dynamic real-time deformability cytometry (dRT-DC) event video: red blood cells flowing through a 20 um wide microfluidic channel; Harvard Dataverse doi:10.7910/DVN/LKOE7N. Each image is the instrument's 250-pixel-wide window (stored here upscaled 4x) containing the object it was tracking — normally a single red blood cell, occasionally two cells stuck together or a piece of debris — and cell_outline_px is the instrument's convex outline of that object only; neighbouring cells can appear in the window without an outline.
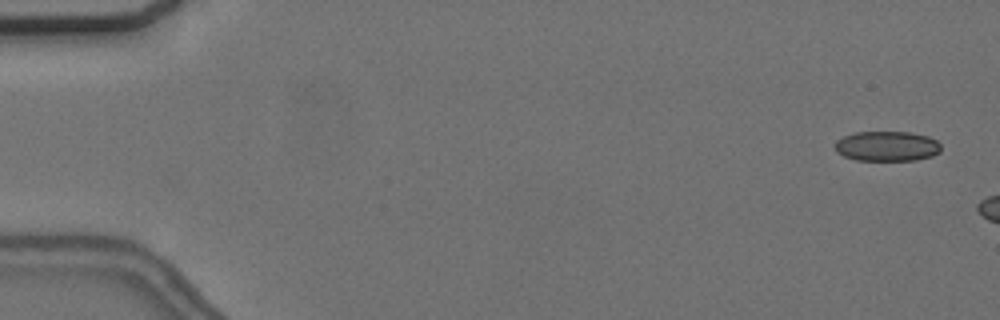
{"species": "common noctule bat (a hibernating species)", "species_latin": "Nyctalus noctula", "temperature_condition": "cold", "stored_images_in_passage": 9, "camera_frame_rate_fps": 3000, "um_per_image_px": 0.085, "animal": {"sex": "female", "body_mass_g": 24.6, "forearm_length_mm": 56.2}, "frame": {"image": 1, "passage_image": 3, "time_ms": 0.667, "image_size_px": [1000, 320], "cell_outline_px": [[940, 152], [932, 156], [916, 160], [856, 160], [844, 156], [836, 152], [836, 140], [844, 136], [856, 132], [908, 132], [928, 136], [936, 140], [940, 144]], "centroid_in_image_um": [75.4, 12.43], "position_along_channel_um": 9.6, "area_um2": 18.5}}